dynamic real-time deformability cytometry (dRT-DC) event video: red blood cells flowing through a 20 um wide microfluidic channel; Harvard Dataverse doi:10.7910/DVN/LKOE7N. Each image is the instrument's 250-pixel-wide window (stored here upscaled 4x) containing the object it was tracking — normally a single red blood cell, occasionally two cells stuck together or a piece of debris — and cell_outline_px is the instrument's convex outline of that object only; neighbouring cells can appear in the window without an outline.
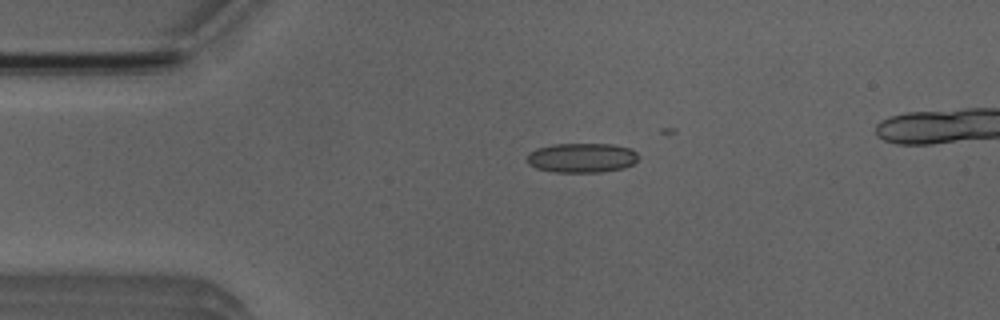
{"species": "Egyptian fruit bat (a non-hibernating species)", "species_latin": "Rousettus aegyptiacus", "temperature_condition": "room temperature", "stored_images_in_passage": 16, "camera_frame_rate_fps": 3000, "um_per_image_px": 0.085, "animal": {"sex": "male"}, "frame": {"image": 1, "passage_image": 9, "time_ms": 2.667, "image_size_px": [1000, 320], "cell_outline_px": [[640, 156], [632, 164], [624, 168], [600, 172], [556, 172], [536, 168], [528, 164], [524, 156], [528, 152], [536, 148], [552, 144], [612, 144], [632, 148]], "centroid_in_image_um": [49.42, 13.4], "position_along_channel_um": 35.6, "area_um2": 19.48}}